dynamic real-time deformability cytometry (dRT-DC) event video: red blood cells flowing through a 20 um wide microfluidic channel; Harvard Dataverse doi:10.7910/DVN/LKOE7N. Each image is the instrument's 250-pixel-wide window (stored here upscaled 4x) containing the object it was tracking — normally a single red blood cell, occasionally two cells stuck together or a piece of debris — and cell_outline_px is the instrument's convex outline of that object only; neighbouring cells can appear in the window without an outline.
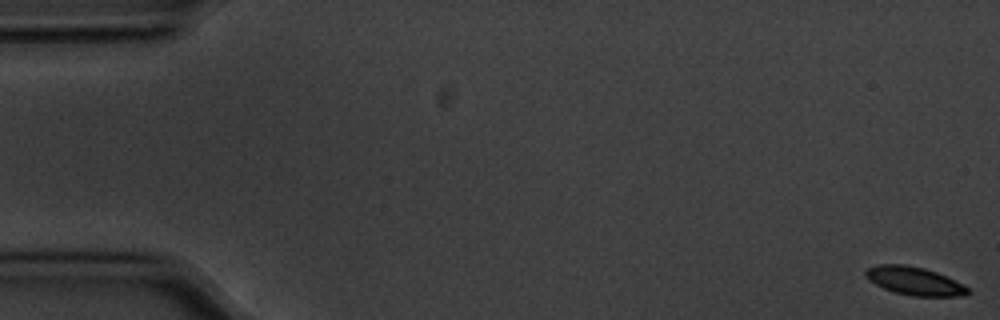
{"species": "common noctule bat (a hibernating species)", "species_latin": "Nyctalus noctula", "temperature_condition": "cold", "stored_images_in_passage": 18, "camera_frame_rate_fps": 3000, "um_per_image_px": 0.085, "animal": {"sex": "male", "body_mass_g": 20.1, "forearm_length_mm": 53.5}, "frame": {"image": 1, "passage_image": 1, "time_ms": 0.0, "image_size_px": [1000, 320], "cell_outline_px": [[972, 292], [964, 296], [912, 296], [896, 292], [884, 288], [868, 280], [864, 276], [864, 272], [868, 268], [880, 264], [904, 264], [924, 268], [936, 272], [964, 284]], "centroid_in_image_um": [77.75, 23.88], "position_along_channel_um": 7.3, "area_um2": 16.82}}